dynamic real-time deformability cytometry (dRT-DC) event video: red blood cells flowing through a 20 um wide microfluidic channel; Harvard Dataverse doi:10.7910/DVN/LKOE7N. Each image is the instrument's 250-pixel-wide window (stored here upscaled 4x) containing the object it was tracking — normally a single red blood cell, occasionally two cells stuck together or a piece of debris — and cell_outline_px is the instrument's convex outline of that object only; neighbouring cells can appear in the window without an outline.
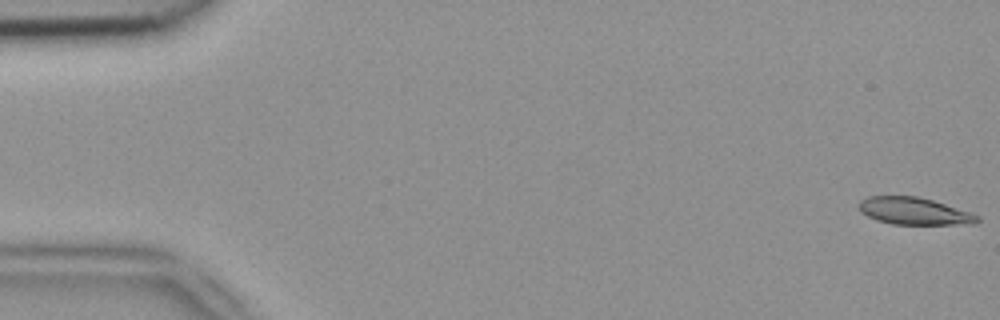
{"species": "common noctule bat (a hibernating species)", "species_latin": "Nyctalus noctula", "temperature_condition": "room temperature", "stored_images_in_passage": 53, "segment_of_instrument_passage": [1, 2], "camera_frame_rate_fps": 3000, "um_per_image_px": 0.085, "animal": {"sex": "female", "body_mass_g": 18.4}, "frame": {"image": 1, "passage_image": 1, "time_ms": 0.0, "image_size_px": [1000, 320], "cell_outline_px": [[980, 220], [976, 224], [892, 224], [876, 220], [860, 212], [860, 200], [868, 196], [916, 196], [932, 200], [972, 212], [980, 216]], "centroid_in_image_um": [77.74, 17.95], "position_along_channel_um": 7.3, "area_um2": 18.79}}
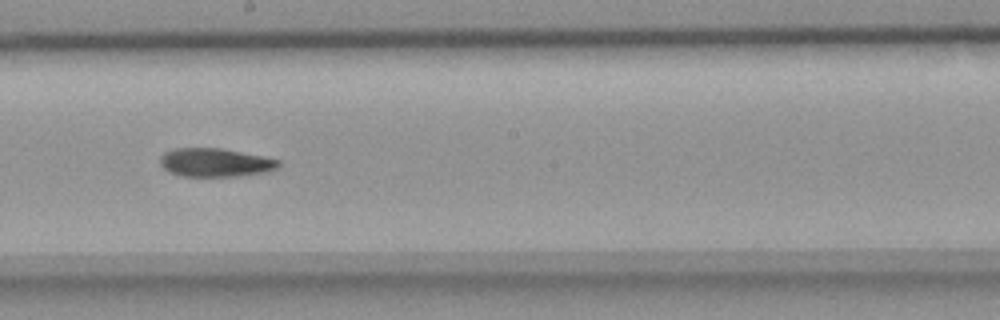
{"frame": {"image": 2, "passage_image": 29, "time_ms": 9.333, "image_size_px": [1000, 320], "cell_outline_px": [[280, 164], [276, 168], [264, 172], [236, 176], [184, 176], [172, 172], [164, 168], [160, 164], [160, 156], [164, 152], [172, 148], [220, 148], [264, 156], [280, 160]], "centroid_in_image_um": [18.28, 13.8], "position_along_channel_um": 229.9, "area_um2": 19.54}}
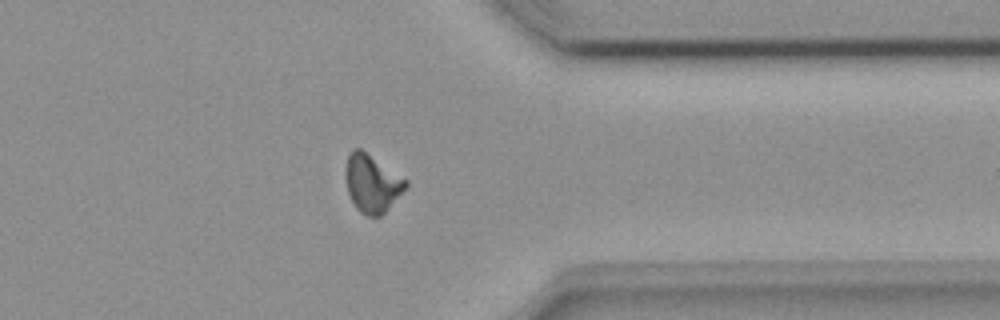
{"frame": {"image": 3, "passage_image": 41, "time_ms": 13.333, "image_size_px": [1000, 320], "cell_outline_px": [[408, 184], [388, 208], [380, 216], [368, 216], [360, 212], [356, 208], [348, 192], [344, 176], [344, 168], [348, 156], [352, 148], [360, 148], [408, 180]], "centroid_in_image_um": [31.58, 15.56], "position_along_channel_um": 379.8, "area_um2": 20.11}}